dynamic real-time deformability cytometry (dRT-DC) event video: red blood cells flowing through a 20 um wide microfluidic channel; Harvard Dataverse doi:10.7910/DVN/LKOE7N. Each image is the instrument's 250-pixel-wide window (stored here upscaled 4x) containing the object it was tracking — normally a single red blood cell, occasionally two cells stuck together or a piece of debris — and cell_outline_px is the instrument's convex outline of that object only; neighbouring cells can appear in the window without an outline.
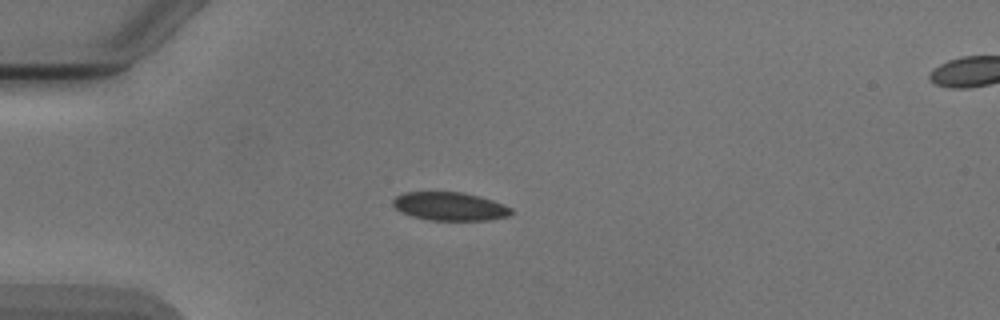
{"species": "Egyptian fruit bat (a non-hibernating species)", "species_latin": "Rousettus aegyptiacus", "temperature_condition": "cold", "stored_images_in_passage": 5, "camera_frame_rate_fps": 3000, "um_per_image_px": 0.085, "animal": {"sex": "male"}, "frame": {"image": 1, "passage_image": 3, "time_ms": 2.667, "image_size_px": [1000, 320], "cell_outline_px": [[512, 212], [508, 216], [488, 220], [428, 220], [412, 216], [400, 212], [392, 204], [392, 200], [396, 196], [404, 192], [464, 192], [480, 196], [504, 204], [512, 208]], "centroid_in_image_um": [38.22, 17.53], "position_along_channel_um": 46.8, "area_um2": 19.65}}
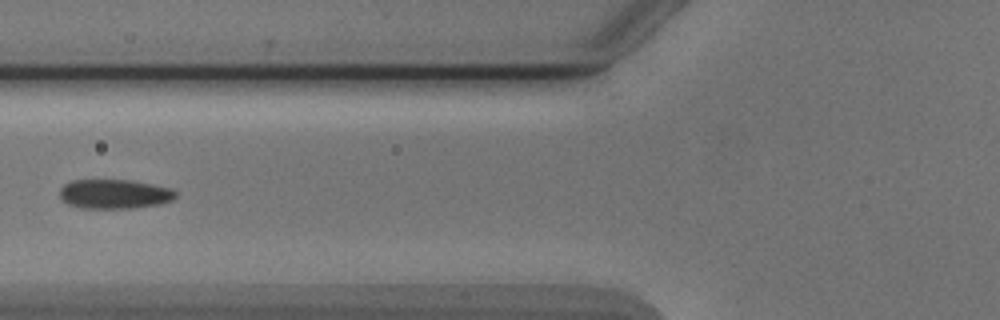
{"frame": {"image": 2, "passage_image": 5, "time_ms": 5.0, "image_size_px": [1000, 320], "cell_outline_px": [[176, 196], [172, 200], [160, 204], [136, 208], [80, 208], [68, 204], [60, 200], [60, 188], [64, 184], [72, 180], [132, 180], [172, 188], [176, 192]], "centroid_in_image_um": [9.72, 16.49], "position_along_channel_um": 116.1, "area_um2": 20.06}}